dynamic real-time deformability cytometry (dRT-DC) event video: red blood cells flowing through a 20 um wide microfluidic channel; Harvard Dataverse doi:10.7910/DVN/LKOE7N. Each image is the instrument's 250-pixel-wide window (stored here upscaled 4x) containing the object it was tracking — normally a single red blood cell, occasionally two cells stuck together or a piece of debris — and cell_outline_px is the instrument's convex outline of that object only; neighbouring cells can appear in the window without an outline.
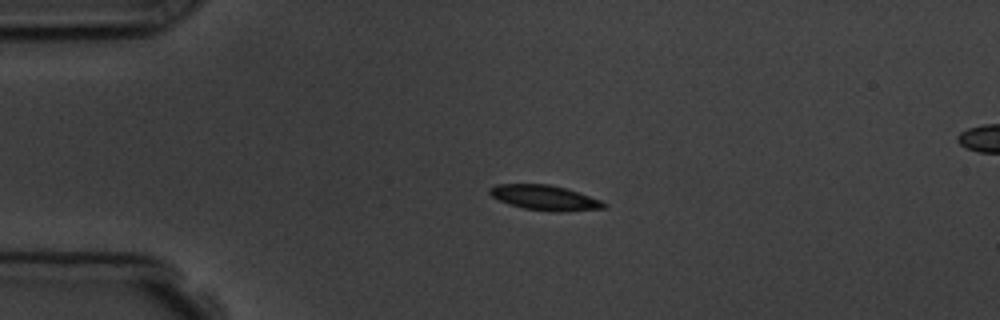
{"species": "common noctule bat (a hibernating species)", "species_latin": "Nyctalus noctula", "temperature_condition": "room temperature", "stored_images_in_passage": 5, "camera_frame_rate_fps": 3000, "um_per_image_px": 0.085, "animal": {"sex": "male", "body_mass_g": 19.5, "forearm_length_mm": 54.6}, "frame": {"image": 1, "passage_image": 3, "time_ms": 2.667, "image_size_px": [1000, 320], "cell_outline_px": [[608, 208], [564, 212], [552, 212], [524, 208], [508, 204], [492, 196], [488, 192], [488, 188], [496, 184], [548, 184], [568, 188], [600, 200], [608, 204]], "centroid_in_image_um": [46.34, 16.81], "position_along_channel_um": 38.7, "area_um2": 16.88}}
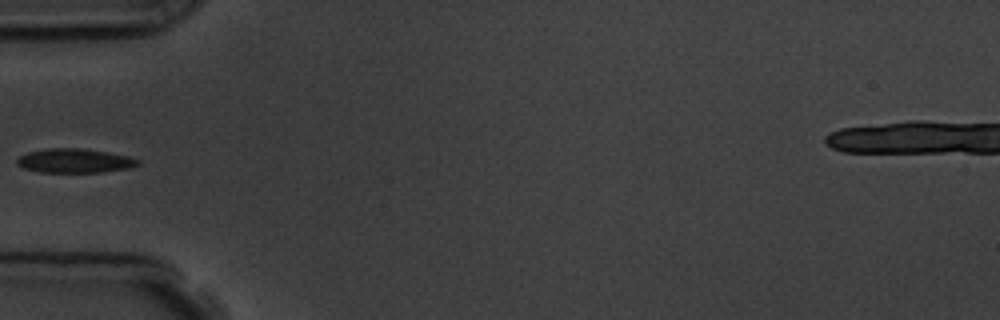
{"frame": {"image": 2, "passage_image": 5, "time_ms": 4.667, "image_size_px": [1000, 320], "cell_outline_px": [[140, 164], [128, 168], [100, 172], [40, 172], [24, 168], [16, 164], [16, 160], [20, 156], [28, 152], [52, 148], [80, 148], [128, 156], [140, 160]], "centroid_in_image_um": [6.33, 13.67], "position_along_channel_um": 78.7, "area_um2": 16.76}}